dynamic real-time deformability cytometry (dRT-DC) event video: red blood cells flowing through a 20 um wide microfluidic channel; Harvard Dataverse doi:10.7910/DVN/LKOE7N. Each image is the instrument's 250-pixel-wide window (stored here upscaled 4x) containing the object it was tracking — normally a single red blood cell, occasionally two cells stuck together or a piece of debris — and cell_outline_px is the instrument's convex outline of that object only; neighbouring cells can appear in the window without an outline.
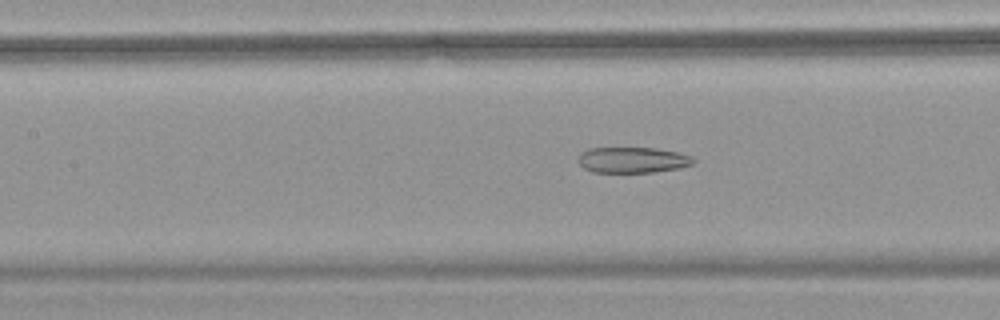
{"species": "common noctule bat (a hibernating species)", "species_latin": "Nyctalus noctula", "temperature_condition": "warm", "stored_images_in_passage": 55, "camera_frame_rate_fps": 3000, "um_per_image_px": 0.085, "animal": {"sex": "female", "body_mass_g": 18.4}, "frame": {"image": 1, "passage_image": 26, "time_ms": 8.333, "image_size_px": [1000, 320], "cell_outline_px": [[696, 160], [692, 164], [680, 168], [652, 172], [592, 172], [584, 168], [580, 164], [580, 152], [588, 148], [656, 148], [676, 152], [692, 156]], "centroid_in_image_um": [53.78, 13.59], "position_along_channel_um": 153.6, "area_um2": 17.22}}
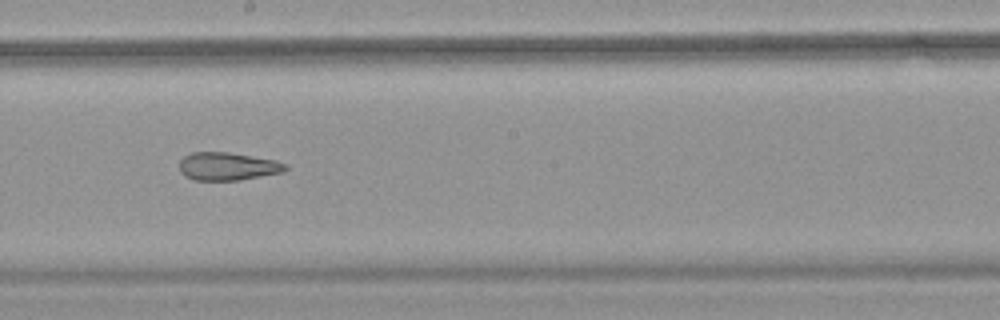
{"frame": {"image": 2, "passage_image": 32, "time_ms": 10.333, "image_size_px": [1000, 320], "cell_outline_px": [[288, 168], [284, 172], [240, 180], [192, 180], [184, 176], [180, 172], [180, 160], [184, 156], [192, 152], [228, 152], [276, 160], [288, 164]], "centroid_in_image_um": [19.36, 14.14], "position_along_channel_um": 228.8, "area_um2": 17.46}}
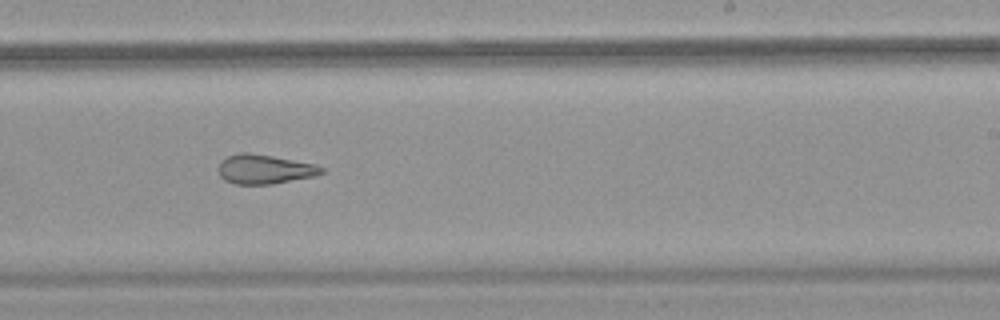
{"frame": {"image": 3, "passage_image": 35, "time_ms": 11.333, "image_size_px": [1000, 320], "cell_outline_px": [[324, 172], [316, 176], [272, 184], [236, 184], [224, 180], [220, 176], [216, 168], [220, 160], [228, 156], [240, 152], [248, 152], [272, 156], [316, 164], [324, 168]], "centroid_in_image_um": [22.46, 14.38], "position_along_channel_um": 266.5, "area_um2": 17.86}, "authors_computed_cell_mechanics": {"area_um2": 23.2356, "velocity_mm_per_s": 3.7784, "shape_relaxation_time_tau1_ms": null, "shape_relaxation_time_tau2_ms": 4.2039, "deformation_change_tau1": null, "deformation_change_tau2": 0.1446}}